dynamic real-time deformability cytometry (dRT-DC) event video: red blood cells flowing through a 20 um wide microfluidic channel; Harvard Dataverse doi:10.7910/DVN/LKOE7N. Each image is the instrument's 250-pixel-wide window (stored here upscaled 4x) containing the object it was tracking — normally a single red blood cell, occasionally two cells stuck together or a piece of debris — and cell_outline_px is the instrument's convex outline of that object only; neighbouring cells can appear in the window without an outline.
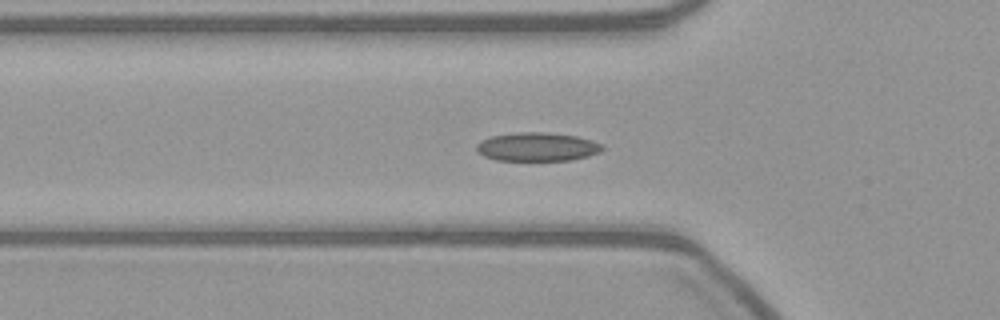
{"species": "common noctule bat (a hibernating species)", "species_latin": "Nyctalus noctula", "temperature_condition": "warm", "stored_images_in_passage": 46, "camera_frame_rate_fps": 3000, "um_per_image_px": 0.085, "animal": {"sex": "female", "body_mass_g": 21.9}, "frame": {"image": 1, "passage_image": 8, "time_ms": 2.333, "image_size_px": [1000, 320], "cell_outline_px": [[604, 148], [600, 152], [588, 156], [568, 160], [496, 160], [484, 156], [476, 152], [476, 144], [492, 136], [516, 132], [548, 132], [576, 136], [600, 144]], "centroid_in_image_um": [45.63, 12.48], "position_along_channel_um": 80.2, "area_um2": 20.81}}
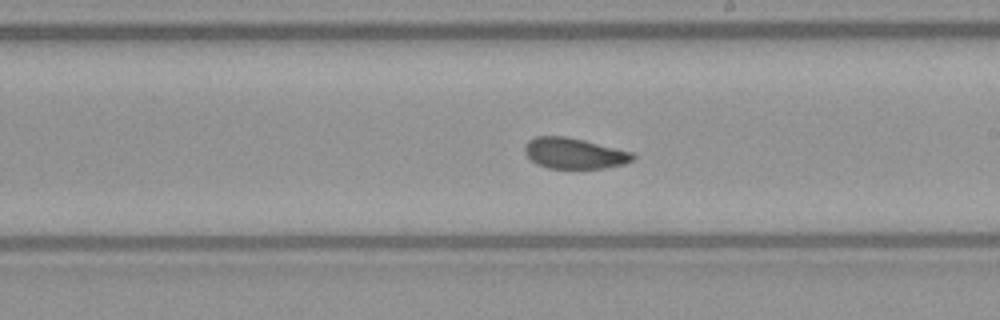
{"frame": {"image": 2, "passage_image": 21, "time_ms": 6.667, "image_size_px": [1000, 320], "cell_outline_px": [[636, 156], [632, 160], [624, 164], [608, 168], [548, 168], [536, 164], [524, 152], [524, 144], [528, 140], [536, 136], [564, 136], [584, 140], [632, 152]], "centroid_in_image_um": [48.79, 13.03], "position_along_channel_um": 240.2, "area_um2": 19.42}}
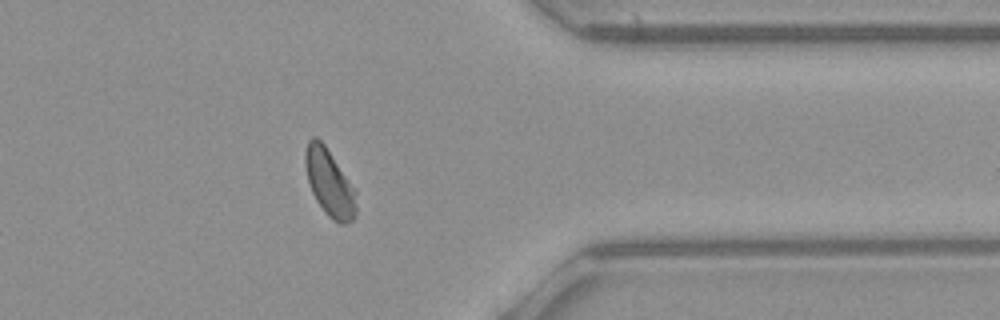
{"frame": {"image": 3, "passage_image": 34, "time_ms": 11.0, "image_size_px": [1000, 320], "cell_outline_px": [[356, 216], [348, 224], [340, 224], [332, 220], [324, 212], [316, 200], [312, 192], [308, 180], [304, 164], [304, 152], [308, 140], [312, 136], [316, 136], [324, 144], [356, 188]], "centroid_in_image_um": [28.01, 15.55], "position_along_channel_um": 383.4, "area_um2": 20.29}}